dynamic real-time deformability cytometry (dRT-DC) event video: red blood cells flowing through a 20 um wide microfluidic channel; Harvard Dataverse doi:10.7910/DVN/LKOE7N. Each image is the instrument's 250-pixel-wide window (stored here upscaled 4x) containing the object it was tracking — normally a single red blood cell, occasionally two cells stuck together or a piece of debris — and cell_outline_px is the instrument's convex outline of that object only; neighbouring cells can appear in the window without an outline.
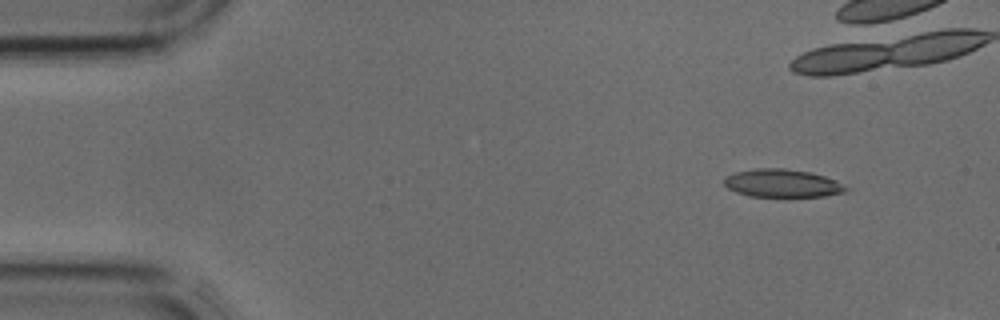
{"species": "common noctule bat (a hibernating species)", "species_latin": "Nyctalus noctula", "temperature_condition": "cold", "stored_images_in_passage": 3, "camera_frame_rate_fps": 3000, "um_per_image_px": 0.085, "animal": {"sex": "male", "body_mass_g": 17.9, "forearm_length_mm": 54.2}, "frame": {"image": 1, "passage_image": 1, "time_ms": 0.0, "image_size_px": [1000, 320], "cell_outline_px": [[848, 192], [824, 196], [748, 196], [736, 192], [728, 188], [724, 184], [724, 176], [736, 172], [756, 168], [784, 168], [812, 172], [836, 180], [848, 188]], "centroid_in_image_um": [66.5, 15.57], "position_along_channel_um": 18.5, "area_um2": 19.94}}